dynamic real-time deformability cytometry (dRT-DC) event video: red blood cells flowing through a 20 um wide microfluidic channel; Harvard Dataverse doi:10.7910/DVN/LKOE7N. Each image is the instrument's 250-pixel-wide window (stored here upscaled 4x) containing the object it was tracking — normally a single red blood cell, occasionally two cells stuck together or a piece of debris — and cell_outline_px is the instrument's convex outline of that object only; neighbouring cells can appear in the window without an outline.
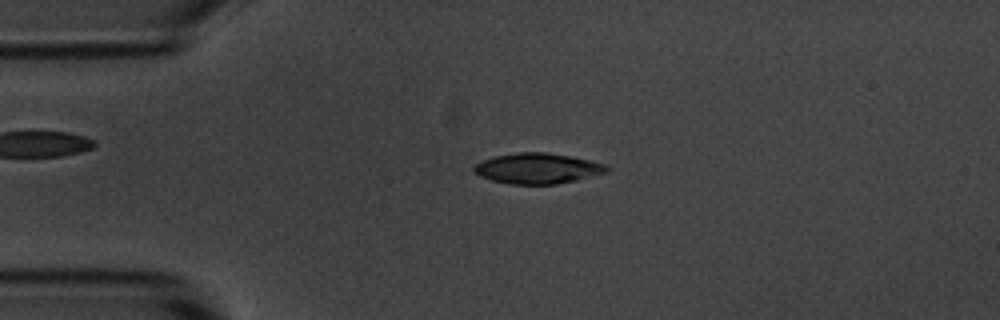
{"species": "common noctule bat (a hibernating species)", "species_latin": "Nyctalus noctula", "temperature_condition": "room temperature", "stored_images_in_passage": 5, "camera_frame_rate_fps": 3000, "um_per_image_px": 0.085, "animal": {"sex": "male", "body_mass_g": 20.1, "forearm_length_mm": 53.5}, "frame": {"image": 1, "passage_image": 3, "time_ms": 2.333, "image_size_px": [1000, 320], "cell_outline_px": [[608, 172], [576, 180], [556, 184], [508, 184], [492, 180], [480, 176], [472, 172], [472, 168], [480, 160], [496, 156], [520, 152], [548, 152], [572, 156], [608, 164]], "centroid_in_image_um": [45.69, 14.31], "position_along_channel_um": 39.3, "area_um2": 23.81}}